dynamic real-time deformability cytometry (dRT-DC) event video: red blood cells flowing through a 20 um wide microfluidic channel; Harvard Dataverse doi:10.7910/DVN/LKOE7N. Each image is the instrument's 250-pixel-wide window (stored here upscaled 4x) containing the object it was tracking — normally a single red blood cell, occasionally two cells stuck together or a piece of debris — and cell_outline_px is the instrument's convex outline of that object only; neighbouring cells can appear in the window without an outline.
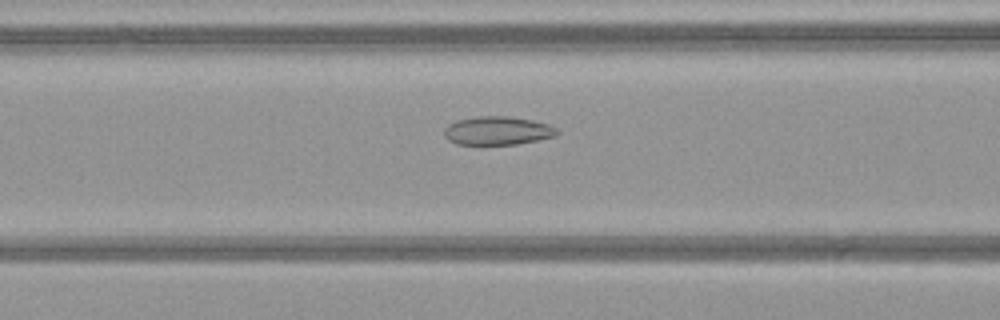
{"species": "common noctule bat (a hibernating species)", "species_latin": "Nyctalus noctula", "temperature_condition": "warm", "stored_images_in_passage": 51, "camera_frame_rate_fps": 3000, "um_per_image_px": 0.085, "animal": {"sex": "female", "body_mass_g": 21.9}, "frame": {"image": 1, "passage_image": 22, "time_ms": 7.0, "image_size_px": [1000, 320], "cell_outline_px": [[560, 132], [556, 136], [516, 144], [456, 144], [448, 140], [444, 136], [444, 128], [448, 124], [456, 120], [476, 116], [508, 116], [532, 120], [548, 124], [556, 128]], "centroid_in_image_um": [42.27, 11.1], "position_along_channel_um": 124.3, "area_um2": 18.79}}
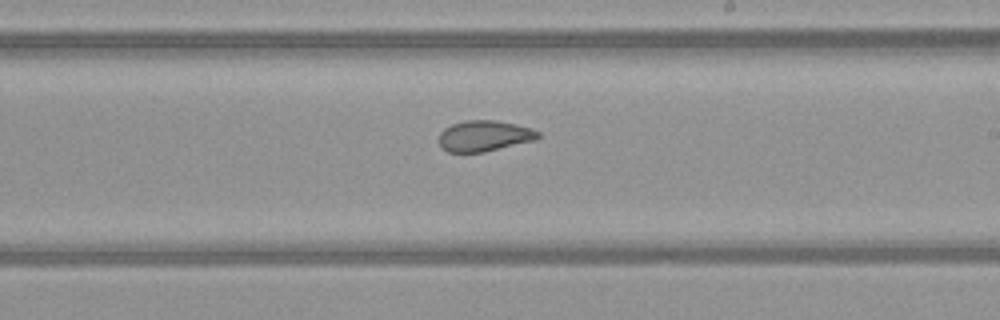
{"frame": {"image": 2, "passage_image": 31, "time_ms": 10.0, "image_size_px": [1000, 320], "cell_outline_px": [[540, 136], [536, 140], [484, 152], [448, 152], [440, 148], [440, 132], [444, 128], [452, 124], [464, 120], [496, 120], [516, 124], [532, 128], [540, 132]], "centroid_in_image_um": [41.17, 11.55], "position_along_channel_um": 247.8, "area_um2": 17.98}}
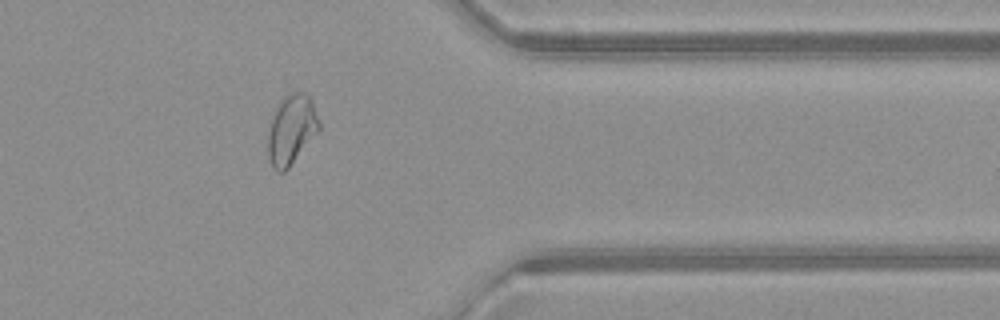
{"frame": {"image": 3, "passage_image": 42, "time_ms": 13.667, "image_size_px": [1000, 320], "cell_outline_px": [[320, 128], [288, 168], [284, 172], [276, 172], [272, 168], [268, 156], [268, 132], [272, 116], [280, 100], [288, 92], [304, 92], [312, 100], [320, 120]], "centroid_in_image_um": [24.76, 10.99], "position_along_channel_um": 386.6, "area_um2": 20.75}, "authors_computed_cell_mechanics": {"area_um2": 22.7154, "velocity_mm_per_s": 4.1125, "shape_relaxation_time_tau1_ms": 5.98, "shape_relaxation_time_tau2_ms": 1.3834, "deformation_change_tau1": 0.144, "deformation_change_tau2": 0.0696}}